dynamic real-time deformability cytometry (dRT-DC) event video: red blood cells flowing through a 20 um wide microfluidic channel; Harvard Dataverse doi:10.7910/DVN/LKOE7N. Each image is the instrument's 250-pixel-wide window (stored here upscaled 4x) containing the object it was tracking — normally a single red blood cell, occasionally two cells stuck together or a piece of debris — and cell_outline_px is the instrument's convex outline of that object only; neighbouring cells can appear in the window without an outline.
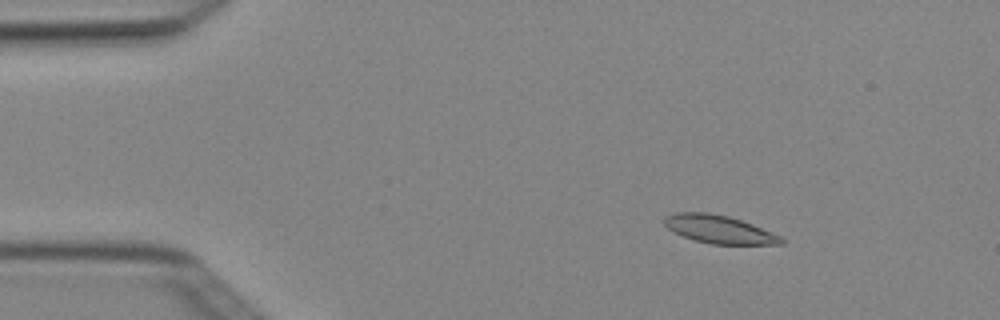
{"species": "Egyptian fruit bat (a non-hibernating species)", "species_latin": "Rousettus aegyptiacus", "temperature_condition": "cold", "stored_images_in_passage": 3, "camera_frame_rate_fps": 3000, "um_per_image_px": 0.085, "animal": {"sex": "female"}, "frame": {"image": 1, "passage_image": 2, "time_ms": 0.333, "image_size_px": [1000, 320], "cell_outline_px": [[784, 244], [712, 244], [696, 240], [684, 236], [668, 228], [664, 224], [664, 216], [676, 212], [708, 212], [728, 216], [752, 224], [780, 236], [784, 240]], "centroid_in_image_um": [61.11, 19.48], "position_along_channel_um": 23.9, "area_um2": 18.84}}